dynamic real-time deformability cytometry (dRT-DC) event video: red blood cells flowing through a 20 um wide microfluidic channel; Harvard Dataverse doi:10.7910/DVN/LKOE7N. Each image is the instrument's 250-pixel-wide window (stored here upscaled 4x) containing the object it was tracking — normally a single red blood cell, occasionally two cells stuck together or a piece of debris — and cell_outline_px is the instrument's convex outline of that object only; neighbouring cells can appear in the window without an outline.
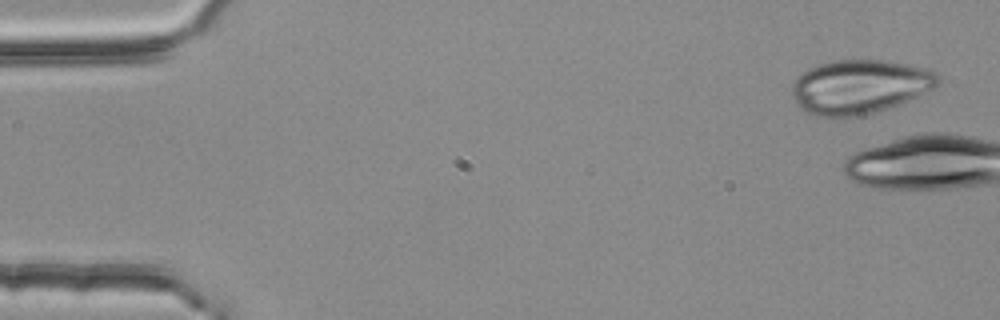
{"species": "common noctule bat (a hibernating species)", "species_latin": "Nyctalus noctula", "temperature_condition": "room temperature", "stored_images_in_passage": 5, "camera_frame_rate_fps": 3000, "um_per_image_px": 0.085, "animal": {"sex": "female", "body_mass_g": 25.1}, "frame": {"image": 1, "passage_image": 1, "time_ms": 0.0, "image_size_px": [1000, 320], "cell_outline_px": [[940, 80], [932, 88], [900, 104], [876, 112], [856, 116], [816, 116], [804, 112], [796, 104], [792, 96], [792, 80], [808, 68], [820, 64], [836, 60], [888, 60], [908, 64], [924, 68], [936, 72], [940, 76]], "centroid_in_image_um": [73.03, 7.36], "position_along_channel_um": 12.0, "area_um2": 46.01}}